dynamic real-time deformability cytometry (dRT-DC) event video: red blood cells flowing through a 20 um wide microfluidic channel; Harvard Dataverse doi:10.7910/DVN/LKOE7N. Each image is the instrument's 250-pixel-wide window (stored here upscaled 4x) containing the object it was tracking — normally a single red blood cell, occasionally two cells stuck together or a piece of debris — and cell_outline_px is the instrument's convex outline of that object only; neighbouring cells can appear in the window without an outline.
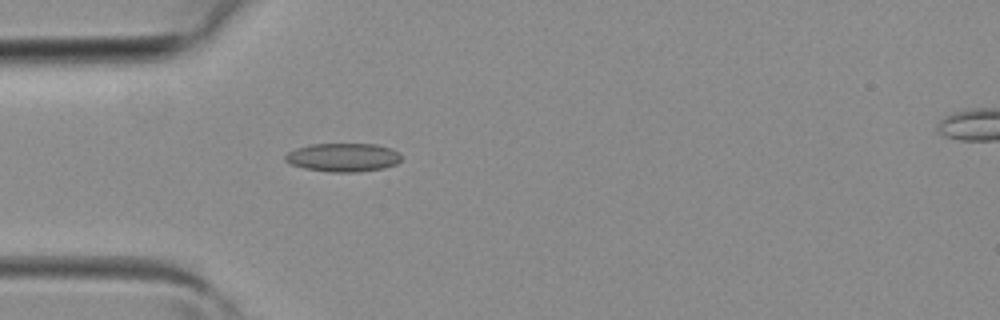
{"species": "common noctule bat (a hibernating species)", "species_latin": "Nyctalus noctula", "temperature_condition": "room temperature", "stored_images_in_passage": 2, "camera_frame_rate_fps": 3000, "um_per_image_px": 0.085, "animal": {"sex": "female", "body_mass_g": 19.3, "forearm_length_mm": 54.1}, "frame": {"image": 1, "passage_image": 1, "time_ms": 0.0, "image_size_px": [1000, 320], "cell_outline_px": [[400, 160], [396, 164], [384, 168], [356, 172], [332, 172], [304, 168], [292, 164], [284, 160], [284, 156], [288, 152], [296, 148], [312, 144], [376, 144], [392, 148], [400, 152]], "centroid_in_image_um": [29.18, 13.37], "position_along_channel_um": 55.8, "area_um2": 19.31}}